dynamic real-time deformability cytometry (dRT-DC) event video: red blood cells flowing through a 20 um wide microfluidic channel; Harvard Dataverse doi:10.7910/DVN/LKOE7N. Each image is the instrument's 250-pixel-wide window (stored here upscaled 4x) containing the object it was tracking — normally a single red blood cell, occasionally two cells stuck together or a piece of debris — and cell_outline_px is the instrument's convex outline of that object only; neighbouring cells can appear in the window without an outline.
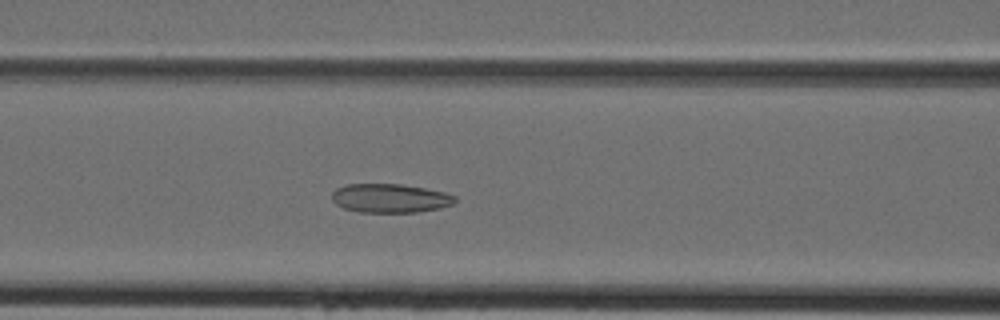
{"species": "Egyptian fruit bat (a non-hibernating species)", "species_latin": "Rousettus aegyptiacus", "temperature_condition": "cold", "stored_images_in_passage": 45, "camera_frame_rate_fps": 3000, "um_per_image_px": 0.085, "animal": {"sex": "female"}, "frame": {"image": 1, "passage_image": 19, "time_ms": 6.0, "image_size_px": [1000, 320], "cell_outline_px": [[456, 200], [452, 204], [440, 208], [416, 212], [360, 212], [344, 208], [336, 204], [332, 200], [332, 192], [336, 188], [348, 184], [404, 184], [444, 192], [456, 196]], "centroid_in_image_um": [33.15, 16.84], "position_along_channel_um": 133.5, "area_um2": 20.69}}
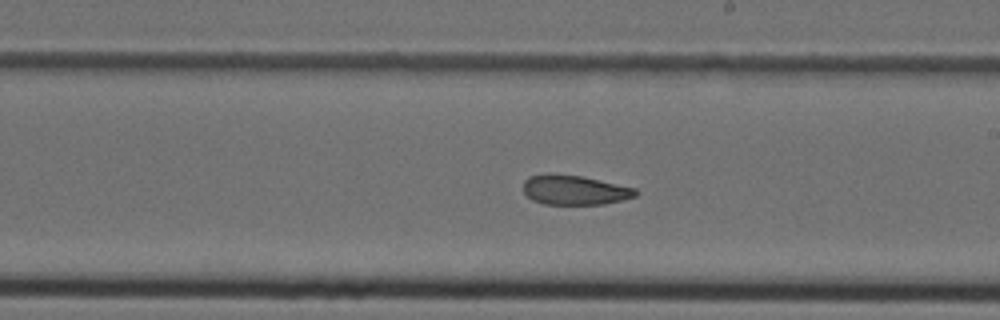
{"frame": {"image": 2, "passage_image": 26, "time_ms": 8.333, "image_size_px": [1000, 320], "cell_outline_px": [[640, 192], [636, 196], [604, 204], [544, 204], [532, 200], [524, 192], [524, 180], [528, 176], [544, 172], [556, 172], [580, 176], [636, 188]], "centroid_in_image_um": [48.8, 16.12], "position_along_channel_um": 240.2, "area_um2": 19.65}}
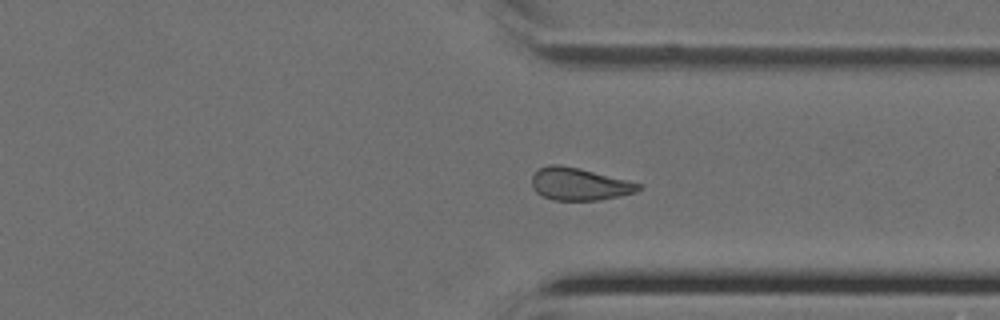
{"frame": {"image": 3, "passage_image": 34, "time_ms": 11.0, "image_size_px": [1000, 320], "cell_outline_px": [[640, 188], [636, 192], [620, 196], [600, 200], [552, 200], [536, 192], [532, 188], [532, 176], [540, 168], [548, 164], [556, 164], [580, 168], [640, 184]], "centroid_in_image_um": [49.2, 15.65], "position_along_channel_um": 362.2, "area_um2": 19.94}}